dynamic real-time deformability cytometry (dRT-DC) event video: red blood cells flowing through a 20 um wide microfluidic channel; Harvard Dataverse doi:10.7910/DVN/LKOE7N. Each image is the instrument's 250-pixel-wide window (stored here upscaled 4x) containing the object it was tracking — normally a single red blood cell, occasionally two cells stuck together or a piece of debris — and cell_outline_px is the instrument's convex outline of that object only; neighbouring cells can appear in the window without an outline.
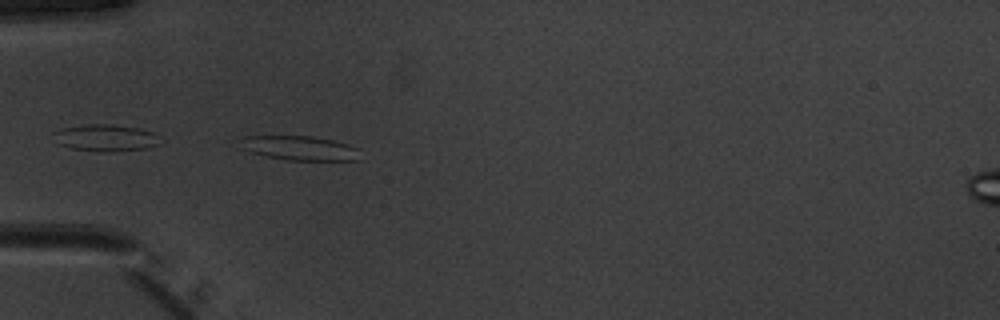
{"species": "common noctule bat (a hibernating species)", "species_latin": "Nyctalus noctula", "temperature_condition": "warm", "stored_images_in_passage": 20, "segment_of_instrument_passage": [2, 2], "camera_frame_rate_fps": 3000, "um_per_image_px": 0.085, "animal": {"sex": "male", "body_mass_g": 20.1, "forearm_length_mm": 53.5}, "frame": {"image": 1, "passage_image": 17, "time_ms": 5.333, "image_size_px": [1000, 320], "cell_outline_px": [[360, 160], [284, 160], [264, 156], [240, 148], [244, 136], [312, 136], [332, 140], [348, 144], [360, 148]], "centroid_in_image_um": [25.53, 12.59], "position_along_channel_um": 59.5, "area_um2": 17.11}}